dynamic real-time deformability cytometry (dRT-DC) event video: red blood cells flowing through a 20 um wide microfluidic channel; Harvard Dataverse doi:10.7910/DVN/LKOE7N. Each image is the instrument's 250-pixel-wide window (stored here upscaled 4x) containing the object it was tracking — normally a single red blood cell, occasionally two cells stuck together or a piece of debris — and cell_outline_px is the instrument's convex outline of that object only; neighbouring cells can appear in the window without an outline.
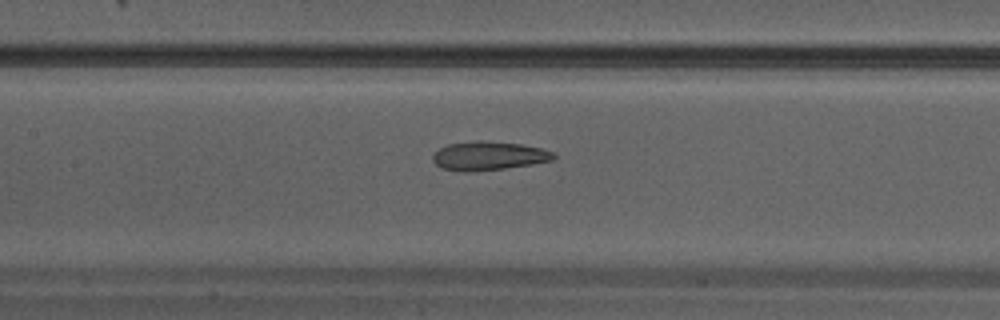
{"species": "Egyptian fruit bat (a non-hibernating species)", "species_latin": "Rousettus aegyptiacus", "temperature_condition": "warm", "stored_images_in_passage": 32, "camera_frame_rate_fps": 3000, "um_per_image_px": 0.085, "animal": {"sex": "male"}, "frame": {"image": 1, "passage_image": 14, "time_ms": 4.333, "image_size_px": [1000, 320], "cell_outline_px": [[556, 156], [552, 160], [532, 164], [504, 168], [464, 172], [440, 168], [432, 160], [432, 156], [440, 148], [448, 144], [476, 140], [484, 140], [520, 144], [540, 148], [556, 152]], "centroid_in_image_um": [41.53, 13.24], "position_along_channel_um": 165.9, "area_um2": 20.23}}